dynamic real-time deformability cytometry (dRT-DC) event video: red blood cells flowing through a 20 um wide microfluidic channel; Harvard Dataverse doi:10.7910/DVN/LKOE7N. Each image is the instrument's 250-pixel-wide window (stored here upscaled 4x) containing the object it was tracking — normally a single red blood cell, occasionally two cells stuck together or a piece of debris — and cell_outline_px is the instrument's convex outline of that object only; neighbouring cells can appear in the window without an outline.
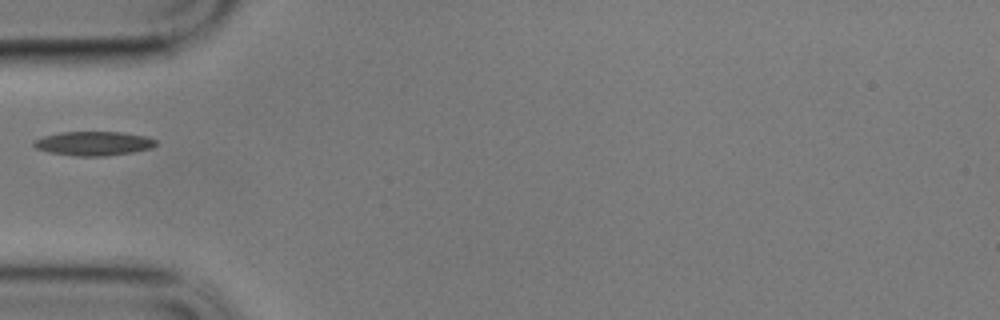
{"species": "common noctule bat (a hibernating species)", "species_latin": "Nyctalus noctula", "temperature_condition": "cold", "stored_images_in_passage": 41, "camera_frame_rate_fps": 3000, "um_per_image_px": 0.085, "animal": {"sex": "male", "body_mass_g": 17.9}, "frame": {"image": 1, "passage_image": 1, "time_ms": 0.0, "image_size_px": [1000, 320], "cell_outline_px": [[156, 144], [152, 148], [132, 152], [104, 156], [76, 156], [48, 152], [36, 148], [32, 144], [32, 140], [44, 136], [60, 132], [124, 132], [148, 136], [156, 140]], "centroid_in_image_um": [7.95, 12.19], "position_along_channel_um": 77.1, "area_um2": 17.28}}
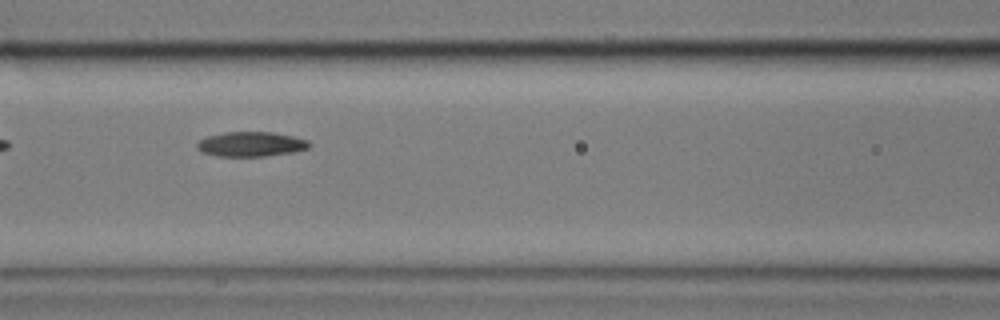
{"frame": {"image": 2, "passage_image": 7, "time_ms": 2.0, "image_size_px": [1000, 320], "cell_outline_px": [[312, 144], [308, 148], [292, 152], [264, 156], [216, 156], [200, 152], [196, 148], [196, 144], [200, 140], [208, 136], [224, 132], [272, 132], [292, 136], [308, 140]], "centroid_in_image_um": [21.31, 12.25], "position_along_channel_um": 145.3, "area_um2": 16.18}}